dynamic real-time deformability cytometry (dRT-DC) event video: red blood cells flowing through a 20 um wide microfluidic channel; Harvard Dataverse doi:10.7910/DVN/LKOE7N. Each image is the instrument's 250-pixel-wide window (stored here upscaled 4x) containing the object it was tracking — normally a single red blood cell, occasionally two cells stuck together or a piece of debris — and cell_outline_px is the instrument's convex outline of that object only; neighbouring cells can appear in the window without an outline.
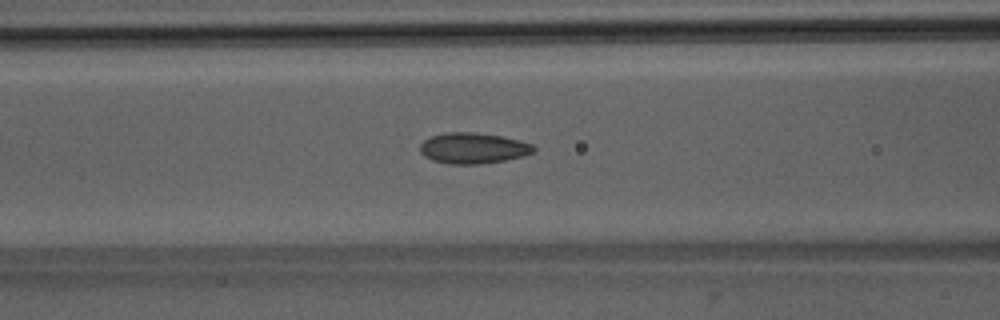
{"species": "Egyptian fruit bat (a non-hibernating species)", "species_latin": "Rousettus aegyptiacus", "temperature_condition": "room temperature", "stored_images_in_passage": 43, "camera_frame_rate_fps": 3000, "um_per_image_px": 0.085, "animal": {"sex": "male"}, "frame": {"image": 1, "passage_image": 13, "time_ms": 4.0, "image_size_px": [1000, 320], "cell_outline_px": [[536, 148], [532, 152], [524, 156], [504, 160], [480, 164], [448, 164], [432, 160], [424, 156], [420, 152], [420, 144], [424, 140], [432, 136], [448, 132], [476, 132], [500, 136], [520, 140], [532, 144]], "centroid_in_image_um": [40.2, 12.59], "position_along_channel_um": 126.4, "area_um2": 20.4}}
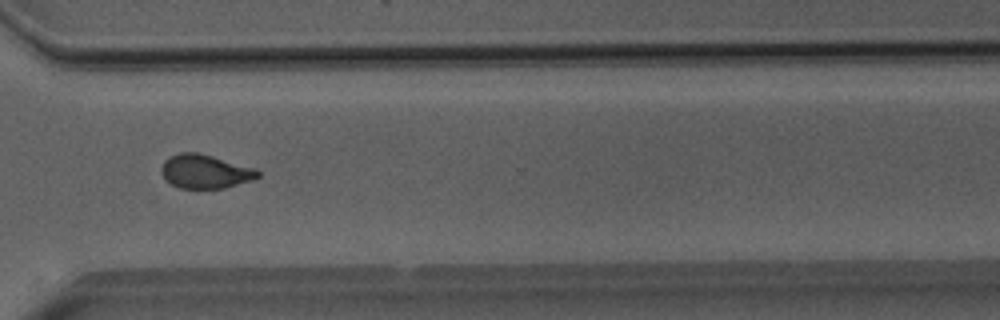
{"frame": {"image": 2, "passage_image": 30, "time_ms": 9.667, "image_size_px": [1000, 320], "cell_outline_px": [[260, 176], [252, 180], [224, 188], [180, 188], [164, 180], [160, 172], [160, 168], [164, 160], [168, 156], [180, 152], [200, 152], [256, 168], [260, 172]], "centroid_in_image_um": [17.41, 14.56], "position_along_channel_um": 353.2, "area_um2": 19.36}}
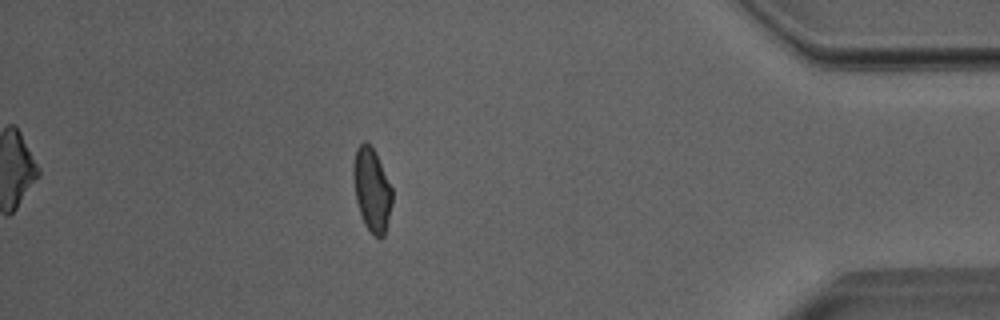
{"frame": {"image": 3, "passage_image": 37, "time_ms": 12.0, "image_size_px": [1000, 320], "cell_outline_px": [[392, 204], [384, 236], [380, 240], [364, 224], [356, 200], [352, 176], [352, 164], [356, 148], [364, 140], [376, 152], [392, 188]], "centroid_in_image_um": [31.59, 16.1], "position_along_channel_um": 403.6, "area_um2": 18.96}, "authors_computed_cell_mechanics": {"area_um2": 19.1896, "velocity_mm_per_s": 4.0044, "shape_relaxation_time_tau1_ms": 3.9821, "shape_relaxation_time_tau2_ms": 1.1703, "deformation_change_tau1": 0.1192, "deformation_change_tau2": 0.0565}}